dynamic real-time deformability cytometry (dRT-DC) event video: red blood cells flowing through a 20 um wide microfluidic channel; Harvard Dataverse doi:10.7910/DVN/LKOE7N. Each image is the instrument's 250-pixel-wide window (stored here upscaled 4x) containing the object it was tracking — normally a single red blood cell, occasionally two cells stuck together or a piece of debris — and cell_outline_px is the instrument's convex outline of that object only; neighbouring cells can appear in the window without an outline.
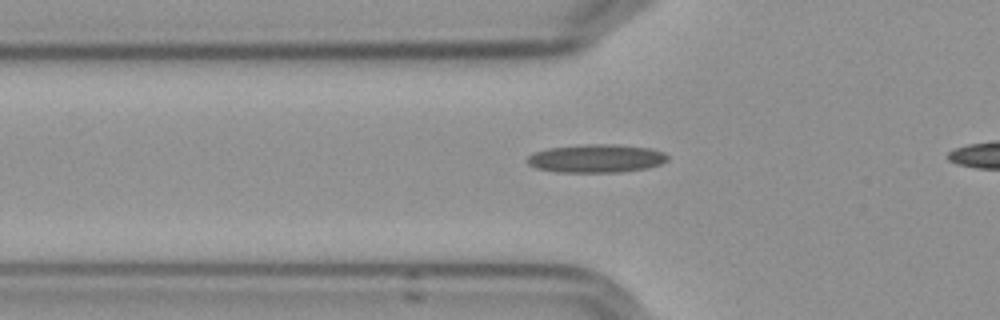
{"species": "Egyptian fruit bat (a non-hibernating species)", "species_latin": "Rousettus aegyptiacus", "temperature_condition": "cold", "stored_images_in_passage": 41, "camera_frame_rate_fps": 3000, "um_per_image_px": 0.085, "frame": {"image": 1, "passage_image": 11, "time_ms": 3.333, "image_size_px": [1000, 320], "cell_outline_px": [[668, 160], [660, 164], [648, 168], [620, 172], [556, 172], [536, 168], [528, 164], [528, 156], [532, 152], [548, 148], [584, 144], [616, 144], [648, 148], [664, 152], [668, 156]], "centroid_in_image_um": [50.67, 13.46], "position_along_channel_um": 75.1, "area_um2": 23.24}}
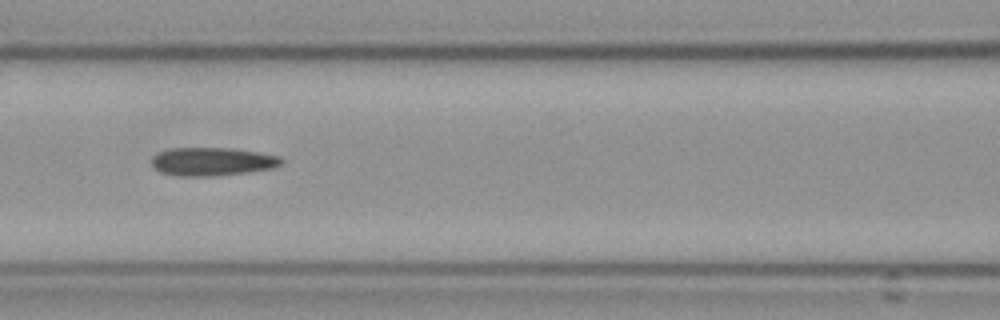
{"frame": {"image": 2, "passage_image": 17, "time_ms": 5.333, "image_size_px": [1000, 320], "cell_outline_px": [[284, 160], [280, 164], [272, 168], [248, 172], [208, 176], [180, 176], [160, 172], [152, 164], [152, 156], [156, 152], [172, 148], [228, 148], [260, 152], [280, 156]], "centroid_in_image_um": [18.03, 13.72], "position_along_channel_um": 148.6, "area_um2": 21.33}}
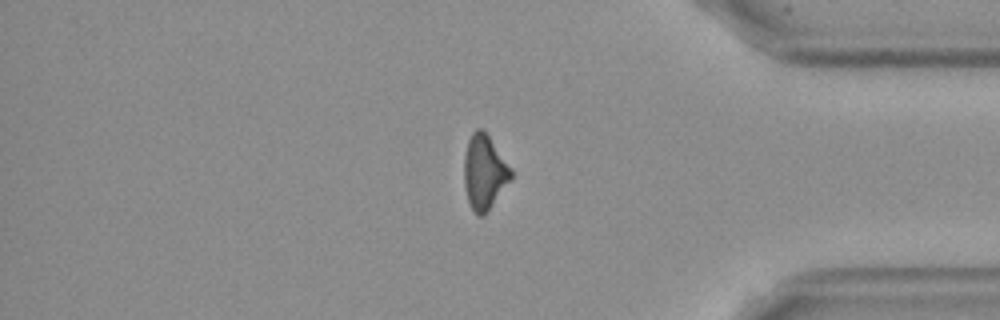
{"frame": {"image": 3, "passage_image": 39, "time_ms": 12.667, "image_size_px": [1000, 320], "cell_outline_px": [[512, 180], [488, 212], [484, 216], [476, 216], [468, 200], [464, 184], [464, 156], [468, 140], [472, 132], [476, 128], [484, 128], [512, 168]], "centroid_in_image_um": [41.19, 14.63], "position_along_channel_um": 394.0, "area_um2": 20.92}}